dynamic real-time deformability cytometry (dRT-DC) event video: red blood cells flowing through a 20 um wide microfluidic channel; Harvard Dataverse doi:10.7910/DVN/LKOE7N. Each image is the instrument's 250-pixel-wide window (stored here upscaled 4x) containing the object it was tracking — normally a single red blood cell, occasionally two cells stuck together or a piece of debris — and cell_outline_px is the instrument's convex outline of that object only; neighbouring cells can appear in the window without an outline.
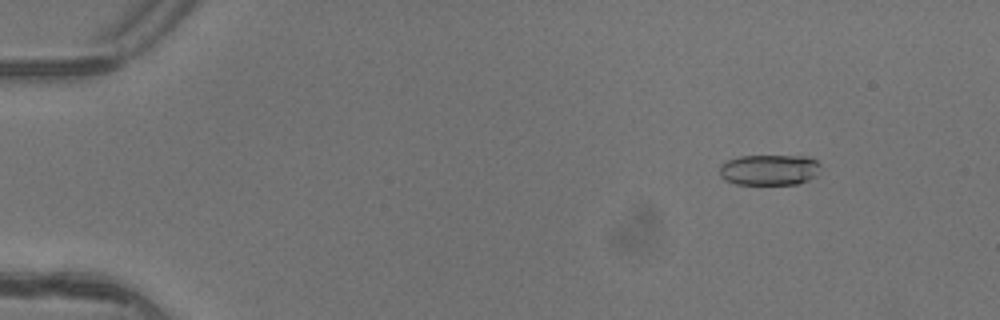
{"species": "common noctule bat (a hibernating species)", "species_latin": "Nyctalus noctula", "temperature_condition": "warm", "stored_images_in_passage": 6, "camera_frame_rate_fps": 3000, "um_per_image_px": 0.085, "animal": {"sex": "female"}, "frame": {"image": 1, "passage_image": 2, "time_ms": 0.333, "image_size_px": [1000, 320], "cell_outline_px": [[820, 168], [816, 176], [808, 180], [796, 184], [736, 184], [724, 180], [720, 176], [720, 164], [728, 160], [740, 156], [808, 156], [816, 160], [820, 164]], "centroid_in_image_um": [65.39, 14.43], "position_along_channel_um": 19.6, "area_um2": 18.21}}